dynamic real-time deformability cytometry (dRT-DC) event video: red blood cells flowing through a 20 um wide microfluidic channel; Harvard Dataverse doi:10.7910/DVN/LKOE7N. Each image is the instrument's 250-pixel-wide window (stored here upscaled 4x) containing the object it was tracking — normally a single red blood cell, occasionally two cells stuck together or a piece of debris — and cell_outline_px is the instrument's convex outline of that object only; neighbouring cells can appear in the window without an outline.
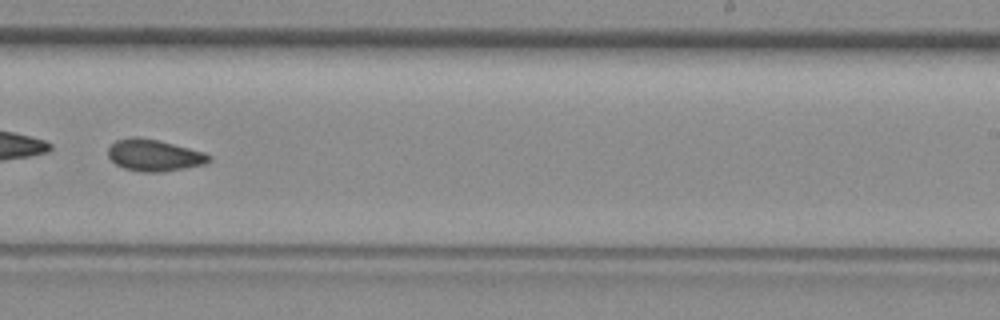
{"species": "common noctule bat (a hibernating species)", "species_latin": "Nyctalus noctula", "temperature_condition": "room temperature", "stored_images_in_passage": 31, "camera_frame_rate_fps": 3000, "um_per_image_px": 0.085, "animal": {"sex": "female", "body_mass_g": 29.2, "forearm_length_mm": 56.3}, "frame": {"image": 1, "passage_image": 18, "time_ms": 5.667, "image_size_px": [1000, 320], "cell_outline_px": [[212, 160], [204, 164], [184, 168], [160, 172], [140, 172], [124, 168], [116, 164], [108, 156], [108, 148], [116, 140], [132, 136], [136, 136], [156, 140], [204, 152], [212, 156]], "centroid_in_image_um": [13.09, 13.2], "position_along_channel_um": 275.9, "area_um2": 18.5}}